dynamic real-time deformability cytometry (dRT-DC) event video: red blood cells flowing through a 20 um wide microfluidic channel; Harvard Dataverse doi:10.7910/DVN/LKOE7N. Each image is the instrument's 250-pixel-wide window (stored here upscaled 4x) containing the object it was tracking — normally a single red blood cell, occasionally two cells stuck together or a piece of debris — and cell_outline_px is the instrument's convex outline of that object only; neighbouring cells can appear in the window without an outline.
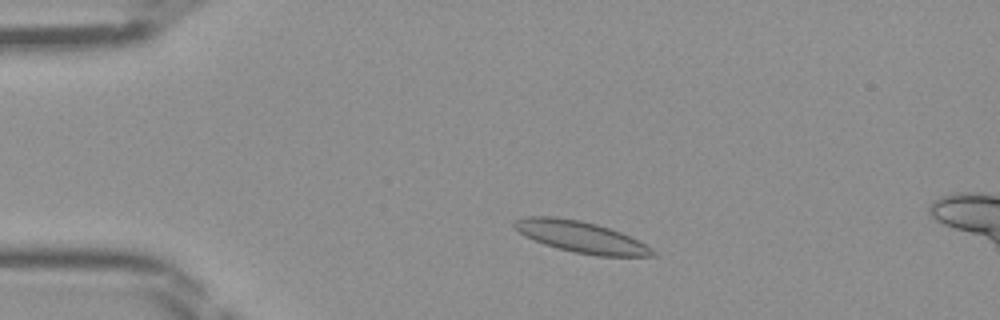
{"species": "Egyptian fruit bat (a non-hibernating species)", "species_latin": "Rousettus aegyptiacus", "temperature_condition": "room temperature", "stored_images_in_passage": 44, "segment_of_instrument_passage": [1, 2], "camera_frame_rate_fps": 3000, "um_per_image_px": 0.085, "frame": {"image": 1, "passage_image": 6, "time_ms": 1.667, "image_size_px": [1000, 320], "cell_outline_px": [[656, 256], [596, 256], [572, 252], [556, 248], [544, 244], [524, 236], [512, 224], [512, 220], [528, 216], [552, 216], [580, 220], [596, 224], [620, 232], [652, 248], [656, 252]], "centroid_in_image_um": [49.34, 20.14], "position_along_channel_um": 35.7, "area_um2": 25.2}}
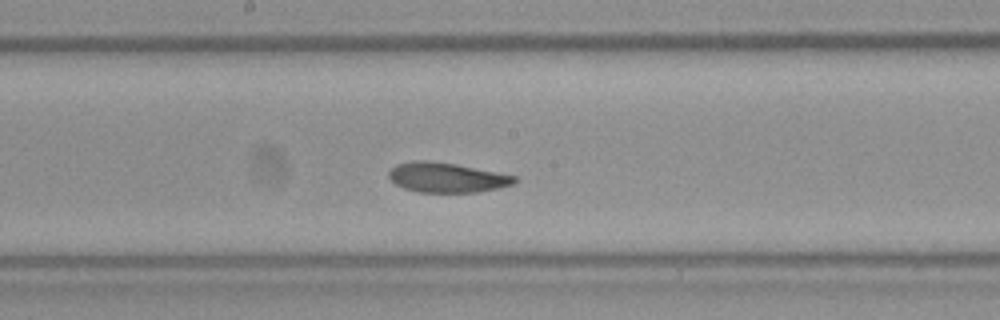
{"frame": {"image": 2, "passage_image": 21, "time_ms": 6.667, "image_size_px": [1000, 320], "cell_outline_px": [[516, 180], [512, 184], [500, 188], [476, 192], [420, 192], [404, 188], [396, 184], [388, 176], [388, 172], [396, 164], [412, 160], [428, 160], [456, 164], [516, 176]], "centroid_in_image_um": [37.94, 15.08], "position_along_channel_um": 210.3, "area_um2": 21.73}}
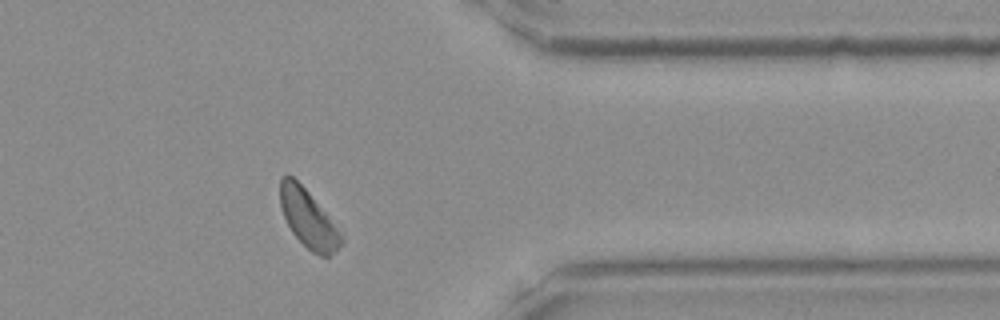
{"frame": {"image": 3, "passage_image": 34, "time_ms": 11.0, "image_size_px": [1000, 320], "cell_outline_px": [[344, 244], [328, 256], [320, 256], [312, 252], [292, 232], [284, 216], [280, 204], [280, 176], [288, 172], [308, 192], [344, 236]], "centroid_in_image_um": [26.2, 18.58], "position_along_channel_um": 385.2, "area_um2": 20.35}}